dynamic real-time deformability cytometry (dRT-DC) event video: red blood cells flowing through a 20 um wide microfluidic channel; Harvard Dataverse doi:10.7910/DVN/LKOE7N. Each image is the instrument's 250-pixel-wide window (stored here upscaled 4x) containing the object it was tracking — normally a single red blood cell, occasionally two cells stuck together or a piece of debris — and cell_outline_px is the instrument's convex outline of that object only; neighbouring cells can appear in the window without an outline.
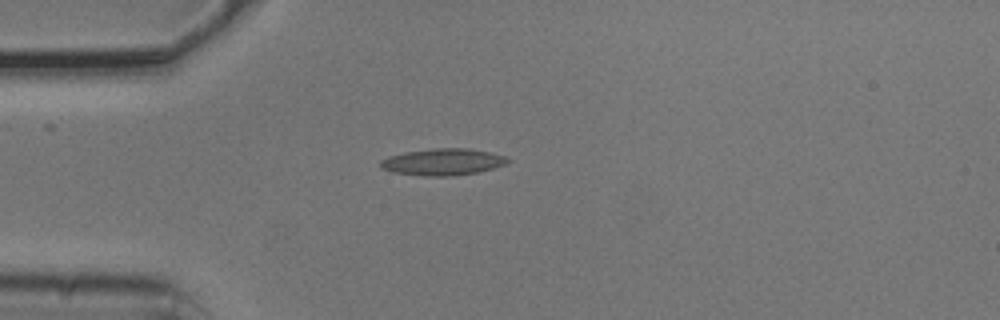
{"species": "common noctule bat (a hibernating species)", "species_latin": "Nyctalus noctula", "temperature_condition": "cold", "stored_images_in_passage": 1, "camera_frame_rate_fps": 3000, "um_per_image_px": 0.085, "animal": {"sex": "male", "body_mass_g": 20.5, "forearm_length_mm": 52.5}, "frame": {"image": 1, "passage_image": 1, "time_ms": 0.0, "image_size_px": [1000, 320], "cell_outline_px": [[508, 160], [504, 164], [480, 172], [452, 176], [424, 176], [392, 172], [380, 168], [380, 160], [388, 156], [404, 152], [432, 148], [468, 148], [488, 152], [504, 156]], "centroid_in_image_um": [37.57, 13.76], "position_along_channel_um": 47.4, "area_um2": 19.77}}